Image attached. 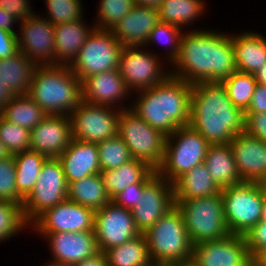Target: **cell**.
<instances>
[{"label":"cell","mask_w":266,"mask_h":266,"mask_svg":"<svg viewBox=\"0 0 266 266\" xmlns=\"http://www.w3.org/2000/svg\"><path fill=\"white\" fill-rule=\"evenodd\" d=\"M170 71L172 77L187 83L222 82L237 71L232 35L197 31L183 33L180 52Z\"/></svg>","instance_id":"6da1fadb"},{"label":"cell","mask_w":266,"mask_h":266,"mask_svg":"<svg viewBox=\"0 0 266 266\" xmlns=\"http://www.w3.org/2000/svg\"><path fill=\"white\" fill-rule=\"evenodd\" d=\"M244 112L230 101L221 82L192 84L190 123L210 144H227L244 131Z\"/></svg>","instance_id":"7a4b0ae2"},{"label":"cell","mask_w":266,"mask_h":266,"mask_svg":"<svg viewBox=\"0 0 266 266\" xmlns=\"http://www.w3.org/2000/svg\"><path fill=\"white\" fill-rule=\"evenodd\" d=\"M130 109L164 135L190 123L192 84L171 75L152 88L140 90Z\"/></svg>","instance_id":"3957f363"},{"label":"cell","mask_w":266,"mask_h":266,"mask_svg":"<svg viewBox=\"0 0 266 266\" xmlns=\"http://www.w3.org/2000/svg\"><path fill=\"white\" fill-rule=\"evenodd\" d=\"M28 95L47 115L70 116L82 101V82L69 66L38 65Z\"/></svg>","instance_id":"277c9868"},{"label":"cell","mask_w":266,"mask_h":266,"mask_svg":"<svg viewBox=\"0 0 266 266\" xmlns=\"http://www.w3.org/2000/svg\"><path fill=\"white\" fill-rule=\"evenodd\" d=\"M143 234L153 264H176L192 259L193 244L176 205Z\"/></svg>","instance_id":"5b68a950"},{"label":"cell","mask_w":266,"mask_h":266,"mask_svg":"<svg viewBox=\"0 0 266 266\" xmlns=\"http://www.w3.org/2000/svg\"><path fill=\"white\" fill-rule=\"evenodd\" d=\"M181 211L191 243L224 239L230 233L221 193L209 197L174 200Z\"/></svg>","instance_id":"8992f818"},{"label":"cell","mask_w":266,"mask_h":266,"mask_svg":"<svg viewBox=\"0 0 266 266\" xmlns=\"http://www.w3.org/2000/svg\"><path fill=\"white\" fill-rule=\"evenodd\" d=\"M209 145L190 125L178 127L166 136L164 159L157 173L173 184L180 176L204 162Z\"/></svg>","instance_id":"52a82bcc"},{"label":"cell","mask_w":266,"mask_h":266,"mask_svg":"<svg viewBox=\"0 0 266 266\" xmlns=\"http://www.w3.org/2000/svg\"><path fill=\"white\" fill-rule=\"evenodd\" d=\"M265 193L263 183L258 182H242L221 190L230 234L244 236L260 221Z\"/></svg>","instance_id":"ba28073f"},{"label":"cell","mask_w":266,"mask_h":266,"mask_svg":"<svg viewBox=\"0 0 266 266\" xmlns=\"http://www.w3.org/2000/svg\"><path fill=\"white\" fill-rule=\"evenodd\" d=\"M117 135L126 143L132 159L158 169L164 159L166 135L148 125L130 107L120 112Z\"/></svg>","instance_id":"9c48e42d"},{"label":"cell","mask_w":266,"mask_h":266,"mask_svg":"<svg viewBox=\"0 0 266 266\" xmlns=\"http://www.w3.org/2000/svg\"><path fill=\"white\" fill-rule=\"evenodd\" d=\"M123 47L111 30L95 28L69 67L81 82L93 74L116 70Z\"/></svg>","instance_id":"30bf717a"},{"label":"cell","mask_w":266,"mask_h":266,"mask_svg":"<svg viewBox=\"0 0 266 266\" xmlns=\"http://www.w3.org/2000/svg\"><path fill=\"white\" fill-rule=\"evenodd\" d=\"M68 184L58 158H48L30 194L23 200L22 212L30 225L41 213L67 199Z\"/></svg>","instance_id":"8fae6325"},{"label":"cell","mask_w":266,"mask_h":266,"mask_svg":"<svg viewBox=\"0 0 266 266\" xmlns=\"http://www.w3.org/2000/svg\"><path fill=\"white\" fill-rule=\"evenodd\" d=\"M90 104L85 101L77 106L70 115L73 138L87 143H99L117 136L118 119L124 107Z\"/></svg>","instance_id":"7c38bea8"},{"label":"cell","mask_w":266,"mask_h":266,"mask_svg":"<svg viewBox=\"0 0 266 266\" xmlns=\"http://www.w3.org/2000/svg\"><path fill=\"white\" fill-rule=\"evenodd\" d=\"M141 49V50H140ZM159 56L140 46H124L118 70L129 91H140L164 82L171 74L162 71Z\"/></svg>","instance_id":"4fadbf2b"},{"label":"cell","mask_w":266,"mask_h":266,"mask_svg":"<svg viewBox=\"0 0 266 266\" xmlns=\"http://www.w3.org/2000/svg\"><path fill=\"white\" fill-rule=\"evenodd\" d=\"M94 234L99 251L105 252L139 236L132 211L110 201L94 214Z\"/></svg>","instance_id":"5bb4252c"},{"label":"cell","mask_w":266,"mask_h":266,"mask_svg":"<svg viewBox=\"0 0 266 266\" xmlns=\"http://www.w3.org/2000/svg\"><path fill=\"white\" fill-rule=\"evenodd\" d=\"M94 214L93 209L66 199L46 209L30 226L38 233L94 231Z\"/></svg>","instance_id":"9a60e30c"},{"label":"cell","mask_w":266,"mask_h":266,"mask_svg":"<svg viewBox=\"0 0 266 266\" xmlns=\"http://www.w3.org/2000/svg\"><path fill=\"white\" fill-rule=\"evenodd\" d=\"M142 195L131 211L137 229L145 233L175 205L173 184L156 173L143 186Z\"/></svg>","instance_id":"2e32d148"},{"label":"cell","mask_w":266,"mask_h":266,"mask_svg":"<svg viewBox=\"0 0 266 266\" xmlns=\"http://www.w3.org/2000/svg\"><path fill=\"white\" fill-rule=\"evenodd\" d=\"M21 33L18 36L19 51L38 65H55L54 24L45 17L33 14L19 22Z\"/></svg>","instance_id":"e0dca14e"},{"label":"cell","mask_w":266,"mask_h":266,"mask_svg":"<svg viewBox=\"0 0 266 266\" xmlns=\"http://www.w3.org/2000/svg\"><path fill=\"white\" fill-rule=\"evenodd\" d=\"M192 260L198 266H249L252 258L244 236L229 234L224 239L194 244Z\"/></svg>","instance_id":"ac0fdd59"},{"label":"cell","mask_w":266,"mask_h":266,"mask_svg":"<svg viewBox=\"0 0 266 266\" xmlns=\"http://www.w3.org/2000/svg\"><path fill=\"white\" fill-rule=\"evenodd\" d=\"M238 173L243 182L266 181V142L245 131L229 142Z\"/></svg>","instance_id":"d6986e66"},{"label":"cell","mask_w":266,"mask_h":266,"mask_svg":"<svg viewBox=\"0 0 266 266\" xmlns=\"http://www.w3.org/2000/svg\"><path fill=\"white\" fill-rule=\"evenodd\" d=\"M30 138V150L58 158L73 139L70 116H46L30 130Z\"/></svg>","instance_id":"ffe728a7"},{"label":"cell","mask_w":266,"mask_h":266,"mask_svg":"<svg viewBox=\"0 0 266 266\" xmlns=\"http://www.w3.org/2000/svg\"><path fill=\"white\" fill-rule=\"evenodd\" d=\"M40 234L47 237L54 261L75 265L99 251L94 231Z\"/></svg>","instance_id":"44dd1931"},{"label":"cell","mask_w":266,"mask_h":266,"mask_svg":"<svg viewBox=\"0 0 266 266\" xmlns=\"http://www.w3.org/2000/svg\"><path fill=\"white\" fill-rule=\"evenodd\" d=\"M129 92L118 69L93 74L82 82V100L90 104L116 109Z\"/></svg>","instance_id":"7402d4cb"},{"label":"cell","mask_w":266,"mask_h":266,"mask_svg":"<svg viewBox=\"0 0 266 266\" xmlns=\"http://www.w3.org/2000/svg\"><path fill=\"white\" fill-rule=\"evenodd\" d=\"M159 22L158 9L135 5L111 31L123 46L144 47L150 32Z\"/></svg>","instance_id":"603a6c76"},{"label":"cell","mask_w":266,"mask_h":266,"mask_svg":"<svg viewBox=\"0 0 266 266\" xmlns=\"http://www.w3.org/2000/svg\"><path fill=\"white\" fill-rule=\"evenodd\" d=\"M58 159L63 165L67 184L101 173L97 143H87L73 138Z\"/></svg>","instance_id":"cb8c5ba5"},{"label":"cell","mask_w":266,"mask_h":266,"mask_svg":"<svg viewBox=\"0 0 266 266\" xmlns=\"http://www.w3.org/2000/svg\"><path fill=\"white\" fill-rule=\"evenodd\" d=\"M82 20L84 19L54 25L55 65L70 66L88 36L96 28L88 27Z\"/></svg>","instance_id":"d4e9b609"},{"label":"cell","mask_w":266,"mask_h":266,"mask_svg":"<svg viewBox=\"0 0 266 266\" xmlns=\"http://www.w3.org/2000/svg\"><path fill=\"white\" fill-rule=\"evenodd\" d=\"M235 65L239 72L255 74L266 63V38L260 33L244 32L232 36Z\"/></svg>","instance_id":"484cf974"},{"label":"cell","mask_w":266,"mask_h":266,"mask_svg":"<svg viewBox=\"0 0 266 266\" xmlns=\"http://www.w3.org/2000/svg\"><path fill=\"white\" fill-rule=\"evenodd\" d=\"M157 173L150 165L132 159L113 170L101 171L107 195L112 200L127 186L134 183H147Z\"/></svg>","instance_id":"4316f807"},{"label":"cell","mask_w":266,"mask_h":266,"mask_svg":"<svg viewBox=\"0 0 266 266\" xmlns=\"http://www.w3.org/2000/svg\"><path fill=\"white\" fill-rule=\"evenodd\" d=\"M204 163L212 179L221 189L243 182L238 173L233 151L229 143L210 144Z\"/></svg>","instance_id":"83f0119b"},{"label":"cell","mask_w":266,"mask_h":266,"mask_svg":"<svg viewBox=\"0 0 266 266\" xmlns=\"http://www.w3.org/2000/svg\"><path fill=\"white\" fill-rule=\"evenodd\" d=\"M203 162L180 176L173 183L174 200L209 197L221 193Z\"/></svg>","instance_id":"f1b7e54d"},{"label":"cell","mask_w":266,"mask_h":266,"mask_svg":"<svg viewBox=\"0 0 266 266\" xmlns=\"http://www.w3.org/2000/svg\"><path fill=\"white\" fill-rule=\"evenodd\" d=\"M38 64L19 51L13 57L0 59V78L15 96L28 94Z\"/></svg>","instance_id":"f546056e"},{"label":"cell","mask_w":266,"mask_h":266,"mask_svg":"<svg viewBox=\"0 0 266 266\" xmlns=\"http://www.w3.org/2000/svg\"><path fill=\"white\" fill-rule=\"evenodd\" d=\"M67 199L94 211L101 209L111 201L106 193L101 173L70 182Z\"/></svg>","instance_id":"4dcf8cb0"},{"label":"cell","mask_w":266,"mask_h":266,"mask_svg":"<svg viewBox=\"0 0 266 266\" xmlns=\"http://www.w3.org/2000/svg\"><path fill=\"white\" fill-rule=\"evenodd\" d=\"M108 266H152L146 237L143 233L104 252Z\"/></svg>","instance_id":"1f68e13d"},{"label":"cell","mask_w":266,"mask_h":266,"mask_svg":"<svg viewBox=\"0 0 266 266\" xmlns=\"http://www.w3.org/2000/svg\"><path fill=\"white\" fill-rule=\"evenodd\" d=\"M13 156L16 165L17 193L25 199L34 188L41 168L48 157L32 150L19 152Z\"/></svg>","instance_id":"d6a6232c"},{"label":"cell","mask_w":266,"mask_h":266,"mask_svg":"<svg viewBox=\"0 0 266 266\" xmlns=\"http://www.w3.org/2000/svg\"><path fill=\"white\" fill-rule=\"evenodd\" d=\"M1 115L29 131L48 116L28 94L14 96L1 111Z\"/></svg>","instance_id":"836d02e7"},{"label":"cell","mask_w":266,"mask_h":266,"mask_svg":"<svg viewBox=\"0 0 266 266\" xmlns=\"http://www.w3.org/2000/svg\"><path fill=\"white\" fill-rule=\"evenodd\" d=\"M202 0H163L158 8L160 22L170 23L178 27L188 26L204 14Z\"/></svg>","instance_id":"e575fe53"},{"label":"cell","mask_w":266,"mask_h":266,"mask_svg":"<svg viewBox=\"0 0 266 266\" xmlns=\"http://www.w3.org/2000/svg\"><path fill=\"white\" fill-rule=\"evenodd\" d=\"M221 83L225 86L228 97L234 106L245 112L258 84L254 74L236 71Z\"/></svg>","instance_id":"d590c367"},{"label":"cell","mask_w":266,"mask_h":266,"mask_svg":"<svg viewBox=\"0 0 266 266\" xmlns=\"http://www.w3.org/2000/svg\"><path fill=\"white\" fill-rule=\"evenodd\" d=\"M101 171L113 170L132 160L126 143L117 135L97 143Z\"/></svg>","instance_id":"8d00e7d4"},{"label":"cell","mask_w":266,"mask_h":266,"mask_svg":"<svg viewBox=\"0 0 266 266\" xmlns=\"http://www.w3.org/2000/svg\"><path fill=\"white\" fill-rule=\"evenodd\" d=\"M134 7V0H100L96 16L98 19L94 26L97 29L111 30Z\"/></svg>","instance_id":"74e56055"},{"label":"cell","mask_w":266,"mask_h":266,"mask_svg":"<svg viewBox=\"0 0 266 266\" xmlns=\"http://www.w3.org/2000/svg\"><path fill=\"white\" fill-rule=\"evenodd\" d=\"M28 225L19 204L0 201V242L10 239Z\"/></svg>","instance_id":"f35d334b"},{"label":"cell","mask_w":266,"mask_h":266,"mask_svg":"<svg viewBox=\"0 0 266 266\" xmlns=\"http://www.w3.org/2000/svg\"><path fill=\"white\" fill-rule=\"evenodd\" d=\"M30 131L0 115V141L11 155L30 150Z\"/></svg>","instance_id":"ab89813d"},{"label":"cell","mask_w":266,"mask_h":266,"mask_svg":"<svg viewBox=\"0 0 266 266\" xmlns=\"http://www.w3.org/2000/svg\"><path fill=\"white\" fill-rule=\"evenodd\" d=\"M182 36L183 32L181 31L180 27L170 23L159 22L150 32L147 42L144 46L149 45V43L152 44L153 42L156 44L158 42H162L161 44H170V49L167 52L169 53L167 56L169 58L168 60L170 61L168 63L173 64L178 58L180 52Z\"/></svg>","instance_id":"60d3db41"},{"label":"cell","mask_w":266,"mask_h":266,"mask_svg":"<svg viewBox=\"0 0 266 266\" xmlns=\"http://www.w3.org/2000/svg\"><path fill=\"white\" fill-rule=\"evenodd\" d=\"M49 17L46 19L54 24L78 21L83 17L80 0H44Z\"/></svg>","instance_id":"b9f144b4"},{"label":"cell","mask_w":266,"mask_h":266,"mask_svg":"<svg viewBox=\"0 0 266 266\" xmlns=\"http://www.w3.org/2000/svg\"><path fill=\"white\" fill-rule=\"evenodd\" d=\"M23 200L17 193L14 156L0 159V201H11L22 207Z\"/></svg>","instance_id":"7bdbcfd3"},{"label":"cell","mask_w":266,"mask_h":266,"mask_svg":"<svg viewBox=\"0 0 266 266\" xmlns=\"http://www.w3.org/2000/svg\"><path fill=\"white\" fill-rule=\"evenodd\" d=\"M244 238L253 259L260 251L266 249V222L259 221L244 235Z\"/></svg>","instance_id":"ee69618b"},{"label":"cell","mask_w":266,"mask_h":266,"mask_svg":"<svg viewBox=\"0 0 266 266\" xmlns=\"http://www.w3.org/2000/svg\"><path fill=\"white\" fill-rule=\"evenodd\" d=\"M146 183H134L127 186L123 191L117 194L111 201L116 205L132 210L138 206V202L143 198L142 190Z\"/></svg>","instance_id":"f6af8a7d"},{"label":"cell","mask_w":266,"mask_h":266,"mask_svg":"<svg viewBox=\"0 0 266 266\" xmlns=\"http://www.w3.org/2000/svg\"><path fill=\"white\" fill-rule=\"evenodd\" d=\"M244 131L266 142V113L244 114Z\"/></svg>","instance_id":"bcb514c9"},{"label":"cell","mask_w":266,"mask_h":266,"mask_svg":"<svg viewBox=\"0 0 266 266\" xmlns=\"http://www.w3.org/2000/svg\"><path fill=\"white\" fill-rule=\"evenodd\" d=\"M30 4V0H0V8L9 12L19 22L35 14Z\"/></svg>","instance_id":"7dc6e473"},{"label":"cell","mask_w":266,"mask_h":266,"mask_svg":"<svg viewBox=\"0 0 266 266\" xmlns=\"http://www.w3.org/2000/svg\"><path fill=\"white\" fill-rule=\"evenodd\" d=\"M19 52L17 33L0 28V59L13 57Z\"/></svg>","instance_id":"c3c4849f"},{"label":"cell","mask_w":266,"mask_h":266,"mask_svg":"<svg viewBox=\"0 0 266 266\" xmlns=\"http://www.w3.org/2000/svg\"><path fill=\"white\" fill-rule=\"evenodd\" d=\"M266 113V85L257 84L251 103L244 114Z\"/></svg>","instance_id":"681fc988"},{"label":"cell","mask_w":266,"mask_h":266,"mask_svg":"<svg viewBox=\"0 0 266 266\" xmlns=\"http://www.w3.org/2000/svg\"><path fill=\"white\" fill-rule=\"evenodd\" d=\"M73 266H108L106 254L103 251H98L93 256L88 257Z\"/></svg>","instance_id":"f907efd6"},{"label":"cell","mask_w":266,"mask_h":266,"mask_svg":"<svg viewBox=\"0 0 266 266\" xmlns=\"http://www.w3.org/2000/svg\"><path fill=\"white\" fill-rule=\"evenodd\" d=\"M16 22L19 23V21L9 12H6L5 10L0 8V28L12 33H16L12 27Z\"/></svg>","instance_id":"816d5d0a"},{"label":"cell","mask_w":266,"mask_h":266,"mask_svg":"<svg viewBox=\"0 0 266 266\" xmlns=\"http://www.w3.org/2000/svg\"><path fill=\"white\" fill-rule=\"evenodd\" d=\"M14 96L15 95L4 86V83L0 78V112L7 106Z\"/></svg>","instance_id":"f5cc1de1"},{"label":"cell","mask_w":266,"mask_h":266,"mask_svg":"<svg viewBox=\"0 0 266 266\" xmlns=\"http://www.w3.org/2000/svg\"><path fill=\"white\" fill-rule=\"evenodd\" d=\"M163 0H134L135 5L158 9Z\"/></svg>","instance_id":"db71d44e"},{"label":"cell","mask_w":266,"mask_h":266,"mask_svg":"<svg viewBox=\"0 0 266 266\" xmlns=\"http://www.w3.org/2000/svg\"><path fill=\"white\" fill-rule=\"evenodd\" d=\"M255 80L258 84L266 85V63L260 67L259 70L254 74Z\"/></svg>","instance_id":"11a10c76"},{"label":"cell","mask_w":266,"mask_h":266,"mask_svg":"<svg viewBox=\"0 0 266 266\" xmlns=\"http://www.w3.org/2000/svg\"><path fill=\"white\" fill-rule=\"evenodd\" d=\"M253 260L260 266H266V249L260 251Z\"/></svg>","instance_id":"9f6ffc18"},{"label":"cell","mask_w":266,"mask_h":266,"mask_svg":"<svg viewBox=\"0 0 266 266\" xmlns=\"http://www.w3.org/2000/svg\"><path fill=\"white\" fill-rule=\"evenodd\" d=\"M11 156L6 146L0 141V159H5Z\"/></svg>","instance_id":"6f0895ef"},{"label":"cell","mask_w":266,"mask_h":266,"mask_svg":"<svg viewBox=\"0 0 266 266\" xmlns=\"http://www.w3.org/2000/svg\"><path fill=\"white\" fill-rule=\"evenodd\" d=\"M260 221L266 222V193L264 194L262 215Z\"/></svg>","instance_id":"680465c9"},{"label":"cell","mask_w":266,"mask_h":266,"mask_svg":"<svg viewBox=\"0 0 266 266\" xmlns=\"http://www.w3.org/2000/svg\"><path fill=\"white\" fill-rule=\"evenodd\" d=\"M47 266H73V265L53 260V261H50L49 264L47 263Z\"/></svg>","instance_id":"91938a15"},{"label":"cell","mask_w":266,"mask_h":266,"mask_svg":"<svg viewBox=\"0 0 266 266\" xmlns=\"http://www.w3.org/2000/svg\"><path fill=\"white\" fill-rule=\"evenodd\" d=\"M178 266H198L192 259L178 263Z\"/></svg>","instance_id":"94428289"},{"label":"cell","mask_w":266,"mask_h":266,"mask_svg":"<svg viewBox=\"0 0 266 266\" xmlns=\"http://www.w3.org/2000/svg\"><path fill=\"white\" fill-rule=\"evenodd\" d=\"M155 266H178V263L176 264H155Z\"/></svg>","instance_id":"6125c7cd"},{"label":"cell","mask_w":266,"mask_h":266,"mask_svg":"<svg viewBox=\"0 0 266 266\" xmlns=\"http://www.w3.org/2000/svg\"><path fill=\"white\" fill-rule=\"evenodd\" d=\"M249 266H260L253 259L250 261Z\"/></svg>","instance_id":"be15d7a7"}]
</instances>
